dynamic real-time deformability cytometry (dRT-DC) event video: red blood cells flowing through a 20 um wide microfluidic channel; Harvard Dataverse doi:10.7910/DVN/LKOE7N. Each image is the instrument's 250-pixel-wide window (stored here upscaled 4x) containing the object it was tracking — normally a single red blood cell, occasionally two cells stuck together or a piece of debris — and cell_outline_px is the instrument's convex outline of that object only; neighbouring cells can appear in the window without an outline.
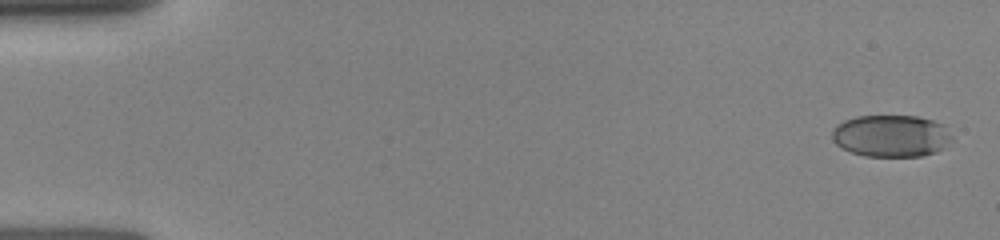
{"species": "human", "species_latin": "Homo sapiens", "temperature_condition": "room temperature", "stored_images_in_passage": 27, "camera_frame_rate_fps": 3000, "um_per_image_px": 0.085, "donor": {"sex": "female"}, "frame": {"image": 1, "passage_image": 1, "time_ms": 0.0, "image_size_px": [1000, 240], "cell_outline_px": [[956, 140], [944, 148], [936, 152], [920, 156], [864, 156], [852, 152], [836, 144], [832, 140], [832, 128], [836, 124], [844, 120], [856, 116], [916, 116], [932, 120], [944, 124]], "centroid_in_image_um": [75.79, 11.55], "position_along_channel_um": 9.2, "area_um2": 29.77}}
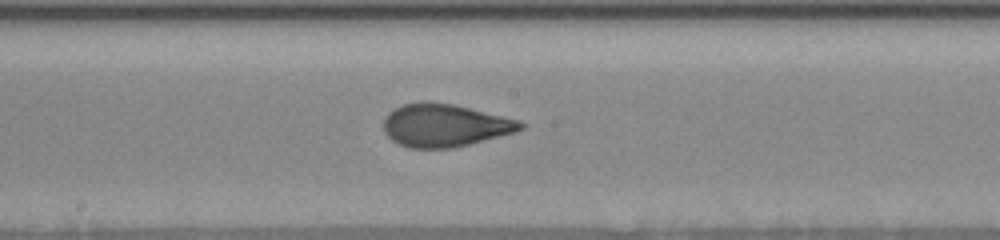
{"frame": {"image": 2, "passage_image": 15, "time_ms": 8.333, "image_size_px": [1000, 240], "cell_outline_px": [[528, 124], [524, 128], [516, 132], [452, 148], [408, 148], [392, 140], [384, 132], [384, 116], [388, 112], [404, 104], [420, 100], [452, 104], [520, 120]], "centroid_in_image_um": [37.8, 10.65], "position_along_channel_um": 210.4, "area_um2": 34.22}}
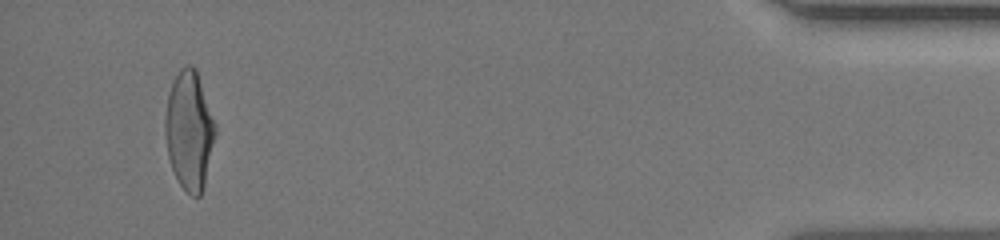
{"frame": {"image": 3, "passage_image": 26, "time_ms": 15.0, "image_size_px": [1000, 240], "cell_outline_px": [[216, 132], [204, 188], [200, 196], [192, 196], [180, 184], [172, 168], [168, 156], [164, 136], [164, 120], [168, 96], [172, 84], [180, 68], [188, 64], [196, 68], [216, 124]], "centroid_in_image_um": [16.09, 11.08], "position_along_channel_um": 419.1, "area_um2": 34.68}}